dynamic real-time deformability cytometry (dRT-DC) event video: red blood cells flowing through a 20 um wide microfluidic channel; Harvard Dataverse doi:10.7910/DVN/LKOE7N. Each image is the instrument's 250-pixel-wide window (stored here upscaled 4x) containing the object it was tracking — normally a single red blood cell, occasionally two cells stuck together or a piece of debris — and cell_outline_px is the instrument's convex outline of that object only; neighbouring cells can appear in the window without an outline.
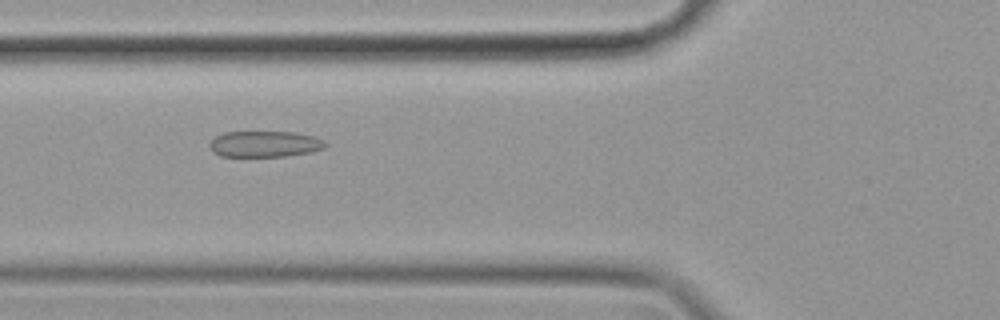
{"species": "common noctule bat (a hibernating species)", "species_latin": "Nyctalus noctula", "temperature_condition": "cold", "stored_images_in_passage": 57, "camera_frame_rate_fps": 3000, "um_per_image_px": 0.085, "animal": {"sex": "female", "body_mass_g": 19.9}, "frame": {"image": 1, "passage_image": 21, "time_ms": 6.667, "image_size_px": [1000, 320], "cell_outline_px": [[328, 144], [324, 148], [312, 152], [284, 156], [220, 156], [212, 152], [208, 144], [216, 136], [224, 132], [296, 132], [316, 136], [324, 140]], "centroid_in_image_um": [22.53, 12.24], "position_along_channel_um": 103.3, "area_um2": 17.74}}
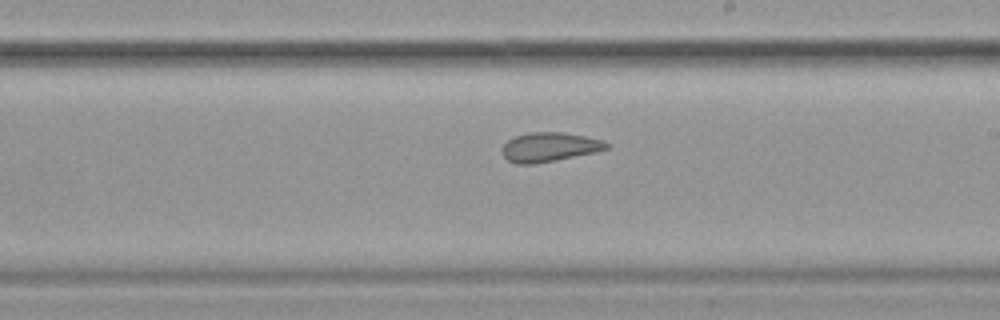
{"frame": {"image": 2, "passage_image": 33, "time_ms": 10.667, "image_size_px": [1000, 320], "cell_outline_px": [[608, 148], [596, 152], [536, 164], [516, 164], [508, 160], [504, 156], [500, 148], [508, 140], [516, 136], [532, 132], [564, 132], [604, 140], [608, 144]], "centroid_in_image_um": [46.69, 12.5], "position_along_channel_um": 242.3, "area_um2": 17.8}}
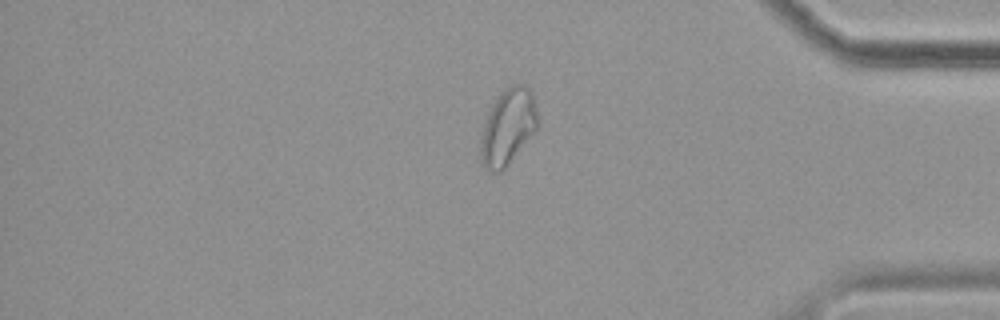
{"frame": {"image": 3, "passage_image": 48, "time_ms": 15.667, "image_size_px": [1000, 320], "cell_outline_px": [[540, 128], [508, 164], [500, 172], [488, 172], [484, 168], [480, 152], [480, 140], [484, 124], [488, 112], [492, 104], [500, 92], [508, 84], [524, 84], [532, 92], [536, 108]], "centroid_in_image_um": [43.19, 10.78], "position_along_channel_um": 392.0, "area_um2": 25.72}, "authors_computed_cell_mechanics": {"area_um2": 21.2704, "velocity_mm_per_s": 3.4785, "shape_relaxation_time_tau1_ms": null, "shape_relaxation_time_tau2_ms": 1.8682, "deformation_change_tau1": null, "deformation_change_tau2": 0.0789}}